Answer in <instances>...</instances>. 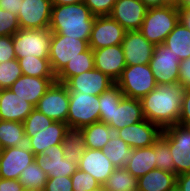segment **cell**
<instances>
[{
	"instance_id": "cell-1",
	"label": "cell",
	"mask_w": 190,
	"mask_h": 191,
	"mask_svg": "<svg viewBox=\"0 0 190 191\" xmlns=\"http://www.w3.org/2000/svg\"><path fill=\"white\" fill-rule=\"evenodd\" d=\"M184 91L180 83L157 85L140 100L145 119L162 130L177 124Z\"/></svg>"
},
{
	"instance_id": "cell-2",
	"label": "cell",
	"mask_w": 190,
	"mask_h": 191,
	"mask_svg": "<svg viewBox=\"0 0 190 191\" xmlns=\"http://www.w3.org/2000/svg\"><path fill=\"white\" fill-rule=\"evenodd\" d=\"M95 17L84 2L52 5L49 29L52 34L89 41Z\"/></svg>"
},
{
	"instance_id": "cell-3",
	"label": "cell",
	"mask_w": 190,
	"mask_h": 191,
	"mask_svg": "<svg viewBox=\"0 0 190 191\" xmlns=\"http://www.w3.org/2000/svg\"><path fill=\"white\" fill-rule=\"evenodd\" d=\"M180 21V9L175 6L148 8L139 29L154 46L165 42L168 34Z\"/></svg>"
},
{
	"instance_id": "cell-4",
	"label": "cell",
	"mask_w": 190,
	"mask_h": 191,
	"mask_svg": "<svg viewBox=\"0 0 190 191\" xmlns=\"http://www.w3.org/2000/svg\"><path fill=\"white\" fill-rule=\"evenodd\" d=\"M115 83L125 97L138 100L157 86L149 64L126 66Z\"/></svg>"
},
{
	"instance_id": "cell-5",
	"label": "cell",
	"mask_w": 190,
	"mask_h": 191,
	"mask_svg": "<svg viewBox=\"0 0 190 191\" xmlns=\"http://www.w3.org/2000/svg\"><path fill=\"white\" fill-rule=\"evenodd\" d=\"M52 32L47 29H19L13 35L17 59L27 57L49 58Z\"/></svg>"
},
{
	"instance_id": "cell-6",
	"label": "cell",
	"mask_w": 190,
	"mask_h": 191,
	"mask_svg": "<svg viewBox=\"0 0 190 191\" xmlns=\"http://www.w3.org/2000/svg\"><path fill=\"white\" fill-rule=\"evenodd\" d=\"M99 96L69 92V112L67 125L69 128L82 129L92 123L99 122Z\"/></svg>"
},
{
	"instance_id": "cell-7",
	"label": "cell",
	"mask_w": 190,
	"mask_h": 191,
	"mask_svg": "<svg viewBox=\"0 0 190 191\" xmlns=\"http://www.w3.org/2000/svg\"><path fill=\"white\" fill-rule=\"evenodd\" d=\"M161 137L169 144L175 174L190 172V127L174 124L162 130Z\"/></svg>"
},
{
	"instance_id": "cell-8",
	"label": "cell",
	"mask_w": 190,
	"mask_h": 191,
	"mask_svg": "<svg viewBox=\"0 0 190 191\" xmlns=\"http://www.w3.org/2000/svg\"><path fill=\"white\" fill-rule=\"evenodd\" d=\"M89 41L75 39L60 34H52L49 60L54 74L57 76L68 61L80 56L89 49Z\"/></svg>"
},
{
	"instance_id": "cell-9",
	"label": "cell",
	"mask_w": 190,
	"mask_h": 191,
	"mask_svg": "<svg viewBox=\"0 0 190 191\" xmlns=\"http://www.w3.org/2000/svg\"><path fill=\"white\" fill-rule=\"evenodd\" d=\"M35 108L55 122L67 123L69 91L64 83L53 82Z\"/></svg>"
},
{
	"instance_id": "cell-10",
	"label": "cell",
	"mask_w": 190,
	"mask_h": 191,
	"mask_svg": "<svg viewBox=\"0 0 190 191\" xmlns=\"http://www.w3.org/2000/svg\"><path fill=\"white\" fill-rule=\"evenodd\" d=\"M180 59L164 43L155 45L149 66L157 85L178 83Z\"/></svg>"
},
{
	"instance_id": "cell-11",
	"label": "cell",
	"mask_w": 190,
	"mask_h": 191,
	"mask_svg": "<svg viewBox=\"0 0 190 191\" xmlns=\"http://www.w3.org/2000/svg\"><path fill=\"white\" fill-rule=\"evenodd\" d=\"M51 12V0H23L17 16L20 29L49 28Z\"/></svg>"
},
{
	"instance_id": "cell-12",
	"label": "cell",
	"mask_w": 190,
	"mask_h": 191,
	"mask_svg": "<svg viewBox=\"0 0 190 191\" xmlns=\"http://www.w3.org/2000/svg\"><path fill=\"white\" fill-rule=\"evenodd\" d=\"M126 30L110 16H96L92 27L89 47L92 50L121 44Z\"/></svg>"
},
{
	"instance_id": "cell-13",
	"label": "cell",
	"mask_w": 190,
	"mask_h": 191,
	"mask_svg": "<svg viewBox=\"0 0 190 191\" xmlns=\"http://www.w3.org/2000/svg\"><path fill=\"white\" fill-rule=\"evenodd\" d=\"M35 161L27 145L0 150V178L18 180L20 173Z\"/></svg>"
},
{
	"instance_id": "cell-14",
	"label": "cell",
	"mask_w": 190,
	"mask_h": 191,
	"mask_svg": "<svg viewBox=\"0 0 190 191\" xmlns=\"http://www.w3.org/2000/svg\"><path fill=\"white\" fill-rule=\"evenodd\" d=\"M132 149L153 145L162 134V129L147 119L125 126L115 132Z\"/></svg>"
},
{
	"instance_id": "cell-15",
	"label": "cell",
	"mask_w": 190,
	"mask_h": 191,
	"mask_svg": "<svg viewBox=\"0 0 190 191\" xmlns=\"http://www.w3.org/2000/svg\"><path fill=\"white\" fill-rule=\"evenodd\" d=\"M147 10L141 0H116L109 16L126 31H139Z\"/></svg>"
},
{
	"instance_id": "cell-16",
	"label": "cell",
	"mask_w": 190,
	"mask_h": 191,
	"mask_svg": "<svg viewBox=\"0 0 190 191\" xmlns=\"http://www.w3.org/2000/svg\"><path fill=\"white\" fill-rule=\"evenodd\" d=\"M64 84L69 92H81L83 94L99 96L113 86L115 82L106 74L93 68L92 70L70 77Z\"/></svg>"
},
{
	"instance_id": "cell-17",
	"label": "cell",
	"mask_w": 190,
	"mask_h": 191,
	"mask_svg": "<svg viewBox=\"0 0 190 191\" xmlns=\"http://www.w3.org/2000/svg\"><path fill=\"white\" fill-rule=\"evenodd\" d=\"M35 162L44 170L48 178L71 176L78 169L75 163L64 158L62 144L45 149L42 154L35 156Z\"/></svg>"
},
{
	"instance_id": "cell-18",
	"label": "cell",
	"mask_w": 190,
	"mask_h": 191,
	"mask_svg": "<svg viewBox=\"0 0 190 191\" xmlns=\"http://www.w3.org/2000/svg\"><path fill=\"white\" fill-rule=\"evenodd\" d=\"M121 46L126 66L149 64L154 51V45L140 31H126Z\"/></svg>"
},
{
	"instance_id": "cell-19",
	"label": "cell",
	"mask_w": 190,
	"mask_h": 191,
	"mask_svg": "<svg viewBox=\"0 0 190 191\" xmlns=\"http://www.w3.org/2000/svg\"><path fill=\"white\" fill-rule=\"evenodd\" d=\"M94 68L106 74L114 82L118 80L126 61L121 44L93 50Z\"/></svg>"
},
{
	"instance_id": "cell-20",
	"label": "cell",
	"mask_w": 190,
	"mask_h": 191,
	"mask_svg": "<svg viewBox=\"0 0 190 191\" xmlns=\"http://www.w3.org/2000/svg\"><path fill=\"white\" fill-rule=\"evenodd\" d=\"M68 129L67 123L54 121L48 128L41 132H25L27 146L35 156L42 154L45 149L62 144Z\"/></svg>"
},
{
	"instance_id": "cell-21",
	"label": "cell",
	"mask_w": 190,
	"mask_h": 191,
	"mask_svg": "<svg viewBox=\"0 0 190 191\" xmlns=\"http://www.w3.org/2000/svg\"><path fill=\"white\" fill-rule=\"evenodd\" d=\"M78 169L89 173L103 185L115 170V166L107 158L103 150L86 148L81 156Z\"/></svg>"
},
{
	"instance_id": "cell-22",
	"label": "cell",
	"mask_w": 190,
	"mask_h": 191,
	"mask_svg": "<svg viewBox=\"0 0 190 191\" xmlns=\"http://www.w3.org/2000/svg\"><path fill=\"white\" fill-rule=\"evenodd\" d=\"M55 81L56 77H32L22 75L9 89L22 99L36 106L39 99Z\"/></svg>"
},
{
	"instance_id": "cell-23",
	"label": "cell",
	"mask_w": 190,
	"mask_h": 191,
	"mask_svg": "<svg viewBox=\"0 0 190 191\" xmlns=\"http://www.w3.org/2000/svg\"><path fill=\"white\" fill-rule=\"evenodd\" d=\"M35 106L22 99L10 89H0V120L23 123Z\"/></svg>"
},
{
	"instance_id": "cell-24",
	"label": "cell",
	"mask_w": 190,
	"mask_h": 191,
	"mask_svg": "<svg viewBox=\"0 0 190 191\" xmlns=\"http://www.w3.org/2000/svg\"><path fill=\"white\" fill-rule=\"evenodd\" d=\"M141 101L134 98L123 97L112 113V120L108 124L114 132L125 126L144 120Z\"/></svg>"
},
{
	"instance_id": "cell-25",
	"label": "cell",
	"mask_w": 190,
	"mask_h": 191,
	"mask_svg": "<svg viewBox=\"0 0 190 191\" xmlns=\"http://www.w3.org/2000/svg\"><path fill=\"white\" fill-rule=\"evenodd\" d=\"M125 168L136 178L156 169V158L153 145L132 149L131 157L127 161Z\"/></svg>"
},
{
	"instance_id": "cell-26",
	"label": "cell",
	"mask_w": 190,
	"mask_h": 191,
	"mask_svg": "<svg viewBox=\"0 0 190 191\" xmlns=\"http://www.w3.org/2000/svg\"><path fill=\"white\" fill-rule=\"evenodd\" d=\"M176 183V174L156 168L138 178L137 191H168Z\"/></svg>"
},
{
	"instance_id": "cell-27",
	"label": "cell",
	"mask_w": 190,
	"mask_h": 191,
	"mask_svg": "<svg viewBox=\"0 0 190 191\" xmlns=\"http://www.w3.org/2000/svg\"><path fill=\"white\" fill-rule=\"evenodd\" d=\"M164 44L179 57L180 61L188 59L190 57V29L179 21L166 37Z\"/></svg>"
},
{
	"instance_id": "cell-28",
	"label": "cell",
	"mask_w": 190,
	"mask_h": 191,
	"mask_svg": "<svg viewBox=\"0 0 190 191\" xmlns=\"http://www.w3.org/2000/svg\"><path fill=\"white\" fill-rule=\"evenodd\" d=\"M85 147L102 150L111 137L115 134L113 129L106 123L96 122L82 129Z\"/></svg>"
},
{
	"instance_id": "cell-29",
	"label": "cell",
	"mask_w": 190,
	"mask_h": 191,
	"mask_svg": "<svg viewBox=\"0 0 190 191\" xmlns=\"http://www.w3.org/2000/svg\"><path fill=\"white\" fill-rule=\"evenodd\" d=\"M23 145H27L23 123L0 120V150Z\"/></svg>"
},
{
	"instance_id": "cell-30",
	"label": "cell",
	"mask_w": 190,
	"mask_h": 191,
	"mask_svg": "<svg viewBox=\"0 0 190 191\" xmlns=\"http://www.w3.org/2000/svg\"><path fill=\"white\" fill-rule=\"evenodd\" d=\"M85 149L86 147L82 130L69 128L62 142L64 158L78 166Z\"/></svg>"
},
{
	"instance_id": "cell-31",
	"label": "cell",
	"mask_w": 190,
	"mask_h": 191,
	"mask_svg": "<svg viewBox=\"0 0 190 191\" xmlns=\"http://www.w3.org/2000/svg\"><path fill=\"white\" fill-rule=\"evenodd\" d=\"M93 68L94 55L93 50L89 48L87 51L80 53V56L68 61L63 70L56 76V81L65 83L70 77L92 70Z\"/></svg>"
},
{
	"instance_id": "cell-32",
	"label": "cell",
	"mask_w": 190,
	"mask_h": 191,
	"mask_svg": "<svg viewBox=\"0 0 190 191\" xmlns=\"http://www.w3.org/2000/svg\"><path fill=\"white\" fill-rule=\"evenodd\" d=\"M102 150L115 168L125 167L132 154V148L116 134L111 137Z\"/></svg>"
},
{
	"instance_id": "cell-33",
	"label": "cell",
	"mask_w": 190,
	"mask_h": 191,
	"mask_svg": "<svg viewBox=\"0 0 190 191\" xmlns=\"http://www.w3.org/2000/svg\"><path fill=\"white\" fill-rule=\"evenodd\" d=\"M123 97L124 95L116 83L99 95L100 122L110 123L115 106L119 105Z\"/></svg>"
},
{
	"instance_id": "cell-34",
	"label": "cell",
	"mask_w": 190,
	"mask_h": 191,
	"mask_svg": "<svg viewBox=\"0 0 190 191\" xmlns=\"http://www.w3.org/2000/svg\"><path fill=\"white\" fill-rule=\"evenodd\" d=\"M103 187L106 191H137L138 178L129 173L125 167L115 168Z\"/></svg>"
},
{
	"instance_id": "cell-35",
	"label": "cell",
	"mask_w": 190,
	"mask_h": 191,
	"mask_svg": "<svg viewBox=\"0 0 190 191\" xmlns=\"http://www.w3.org/2000/svg\"><path fill=\"white\" fill-rule=\"evenodd\" d=\"M17 60L23 75L32 77H56L48 58L25 56Z\"/></svg>"
},
{
	"instance_id": "cell-36",
	"label": "cell",
	"mask_w": 190,
	"mask_h": 191,
	"mask_svg": "<svg viewBox=\"0 0 190 191\" xmlns=\"http://www.w3.org/2000/svg\"><path fill=\"white\" fill-rule=\"evenodd\" d=\"M48 176L38 164L33 161L20 173L19 182L24 189L43 190Z\"/></svg>"
},
{
	"instance_id": "cell-37",
	"label": "cell",
	"mask_w": 190,
	"mask_h": 191,
	"mask_svg": "<svg viewBox=\"0 0 190 191\" xmlns=\"http://www.w3.org/2000/svg\"><path fill=\"white\" fill-rule=\"evenodd\" d=\"M156 168L175 174L173 157L170 153L169 144L160 137L154 144Z\"/></svg>"
},
{
	"instance_id": "cell-38",
	"label": "cell",
	"mask_w": 190,
	"mask_h": 191,
	"mask_svg": "<svg viewBox=\"0 0 190 191\" xmlns=\"http://www.w3.org/2000/svg\"><path fill=\"white\" fill-rule=\"evenodd\" d=\"M22 75L17 59L0 63V89H9Z\"/></svg>"
},
{
	"instance_id": "cell-39",
	"label": "cell",
	"mask_w": 190,
	"mask_h": 191,
	"mask_svg": "<svg viewBox=\"0 0 190 191\" xmlns=\"http://www.w3.org/2000/svg\"><path fill=\"white\" fill-rule=\"evenodd\" d=\"M54 121L36 108L23 121L24 132H41L48 128Z\"/></svg>"
},
{
	"instance_id": "cell-40",
	"label": "cell",
	"mask_w": 190,
	"mask_h": 191,
	"mask_svg": "<svg viewBox=\"0 0 190 191\" xmlns=\"http://www.w3.org/2000/svg\"><path fill=\"white\" fill-rule=\"evenodd\" d=\"M73 191H91L101 186V184L89 173L77 169L72 175Z\"/></svg>"
},
{
	"instance_id": "cell-41",
	"label": "cell",
	"mask_w": 190,
	"mask_h": 191,
	"mask_svg": "<svg viewBox=\"0 0 190 191\" xmlns=\"http://www.w3.org/2000/svg\"><path fill=\"white\" fill-rule=\"evenodd\" d=\"M19 29L17 16L0 7V36H13Z\"/></svg>"
},
{
	"instance_id": "cell-42",
	"label": "cell",
	"mask_w": 190,
	"mask_h": 191,
	"mask_svg": "<svg viewBox=\"0 0 190 191\" xmlns=\"http://www.w3.org/2000/svg\"><path fill=\"white\" fill-rule=\"evenodd\" d=\"M116 0H85V5L94 16H109Z\"/></svg>"
},
{
	"instance_id": "cell-43",
	"label": "cell",
	"mask_w": 190,
	"mask_h": 191,
	"mask_svg": "<svg viewBox=\"0 0 190 191\" xmlns=\"http://www.w3.org/2000/svg\"><path fill=\"white\" fill-rule=\"evenodd\" d=\"M43 191H73L71 176L48 178Z\"/></svg>"
},
{
	"instance_id": "cell-44",
	"label": "cell",
	"mask_w": 190,
	"mask_h": 191,
	"mask_svg": "<svg viewBox=\"0 0 190 191\" xmlns=\"http://www.w3.org/2000/svg\"><path fill=\"white\" fill-rule=\"evenodd\" d=\"M17 59L14 46L13 36H0V63Z\"/></svg>"
},
{
	"instance_id": "cell-45",
	"label": "cell",
	"mask_w": 190,
	"mask_h": 191,
	"mask_svg": "<svg viewBox=\"0 0 190 191\" xmlns=\"http://www.w3.org/2000/svg\"><path fill=\"white\" fill-rule=\"evenodd\" d=\"M178 124L190 127V89H185L183 93Z\"/></svg>"
},
{
	"instance_id": "cell-46",
	"label": "cell",
	"mask_w": 190,
	"mask_h": 191,
	"mask_svg": "<svg viewBox=\"0 0 190 191\" xmlns=\"http://www.w3.org/2000/svg\"><path fill=\"white\" fill-rule=\"evenodd\" d=\"M179 67L178 83L185 89H190V57L180 61Z\"/></svg>"
},
{
	"instance_id": "cell-47",
	"label": "cell",
	"mask_w": 190,
	"mask_h": 191,
	"mask_svg": "<svg viewBox=\"0 0 190 191\" xmlns=\"http://www.w3.org/2000/svg\"><path fill=\"white\" fill-rule=\"evenodd\" d=\"M19 180L0 178V191H23Z\"/></svg>"
},
{
	"instance_id": "cell-48",
	"label": "cell",
	"mask_w": 190,
	"mask_h": 191,
	"mask_svg": "<svg viewBox=\"0 0 190 191\" xmlns=\"http://www.w3.org/2000/svg\"><path fill=\"white\" fill-rule=\"evenodd\" d=\"M22 1L23 0H0V7L18 16Z\"/></svg>"
},
{
	"instance_id": "cell-49",
	"label": "cell",
	"mask_w": 190,
	"mask_h": 191,
	"mask_svg": "<svg viewBox=\"0 0 190 191\" xmlns=\"http://www.w3.org/2000/svg\"><path fill=\"white\" fill-rule=\"evenodd\" d=\"M177 184L183 191H190V172L178 175Z\"/></svg>"
},
{
	"instance_id": "cell-50",
	"label": "cell",
	"mask_w": 190,
	"mask_h": 191,
	"mask_svg": "<svg viewBox=\"0 0 190 191\" xmlns=\"http://www.w3.org/2000/svg\"><path fill=\"white\" fill-rule=\"evenodd\" d=\"M180 21L190 29V8L180 9Z\"/></svg>"
},
{
	"instance_id": "cell-51",
	"label": "cell",
	"mask_w": 190,
	"mask_h": 191,
	"mask_svg": "<svg viewBox=\"0 0 190 191\" xmlns=\"http://www.w3.org/2000/svg\"><path fill=\"white\" fill-rule=\"evenodd\" d=\"M85 0H51L52 5H68V4H76L83 3Z\"/></svg>"
},
{
	"instance_id": "cell-52",
	"label": "cell",
	"mask_w": 190,
	"mask_h": 191,
	"mask_svg": "<svg viewBox=\"0 0 190 191\" xmlns=\"http://www.w3.org/2000/svg\"><path fill=\"white\" fill-rule=\"evenodd\" d=\"M148 8L162 7V0H141Z\"/></svg>"
},
{
	"instance_id": "cell-53",
	"label": "cell",
	"mask_w": 190,
	"mask_h": 191,
	"mask_svg": "<svg viewBox=\"0 0 190 191\" xmlns=\"http://www.w3.org/2000/svg\"><path fill=\"white\" fill-rule=\"evenodd\" d=\"M181 0H162V7L163 6H175L180 9Z\"/></svg>"
},
{
	"instance_id": "cell-54",
	"label": "cell",
	"mask_w": 190,
	"mask_h": 191,
	"mask_svg": "<svg viewBox=\"0 0 190 191\" xmlns=\"http://www.w3.org/2000/svg\"><path fill=\"white\" fill-rule=\"evenodd\" d=\"M190 8V0H181L180 9Z\"/></svg>"
},
{
	"instance_id": "cell-55",
	"label": "cell",
	"mask_w": 190,
	"mask_h": 191,
	"mask_svg": "<svg viewBox=\"0 0 190 191\" xmlns=\"http://www.w3.org/2000/svg\"><path fill=\"white\" fill-rule=\"evenodd\" d=\"M168 191H183L182 188L176 183L170 190Z\"/></svg>"
},
{
	"instance_id": "cell-56",
	"label": "cell",
	"mask_w": 190,
	"mask_h": 191,
	"mask_svg": "<svg viewBox=\"0 0 190 191\" xmlns=\"http://www.w3.org/2000/svg\"><path fill=\"white\" fill-rule=\"evenodd\" d=\"M91 191H106L105 188L103 187V185H101L100 187L94 189V190H91Z\"/></svg>"
},
{
	"instance_id": "cell-57",
	"label": "cell",
	"mask_w": 190,
	"mask_h": 191,
	"mask_svg": "<svg viewBox=\"0 0 190 191\" xmlns=\"http://www.w3.org/2000/svg\"><path fill=\"white\" fill-rule=\"evenodd\" d=\"M23 191H43V190H36V189H24Z\"/></svg>"
}]
</instances>
